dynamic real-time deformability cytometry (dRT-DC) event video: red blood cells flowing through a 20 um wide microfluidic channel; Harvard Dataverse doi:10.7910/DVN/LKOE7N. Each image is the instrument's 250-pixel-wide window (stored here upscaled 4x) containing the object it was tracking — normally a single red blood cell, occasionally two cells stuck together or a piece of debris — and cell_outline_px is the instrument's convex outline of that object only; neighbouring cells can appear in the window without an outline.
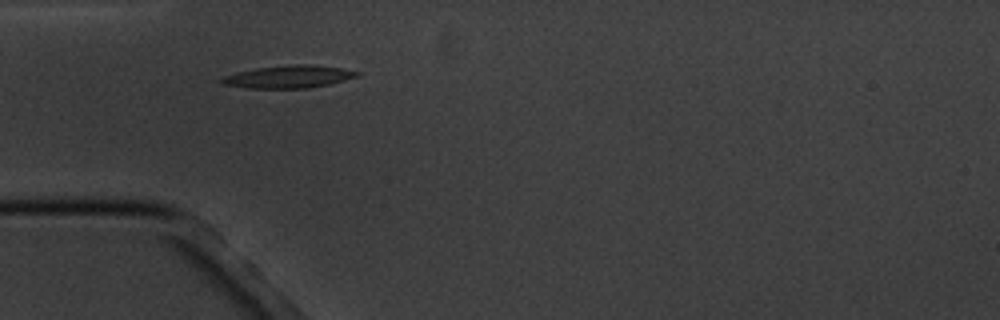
{"species": "common noctule bat (a hibernating species)", "species_latin": "Nyctalus noctula", "temperature_condition": "cold", "stored_images_in_passage": 3, "camera_frame_rate_fps": 3000, "um_per_image_px": 0.085, "animal": {"sex": "male", "body_mass_g": 20.1, "forearm_length_mm": 53.5}, "frame": {"image": 1, "passage_image": 1, "time_ms": 0.0, "image_size_px": [1000, 320], "cell_outline_px": [[360, 76], [328, 84], [308, 88], [248, 88], [224, 84], [220, 80], [224, 76], [236, 72], [256, 68], [288, 64], [312, 64], [344, 68], [360, 72]], "centroid_in_image_um": [24.57, 6.5], "position_along_channel_um": 60.4, "area_um2": 17.86}}
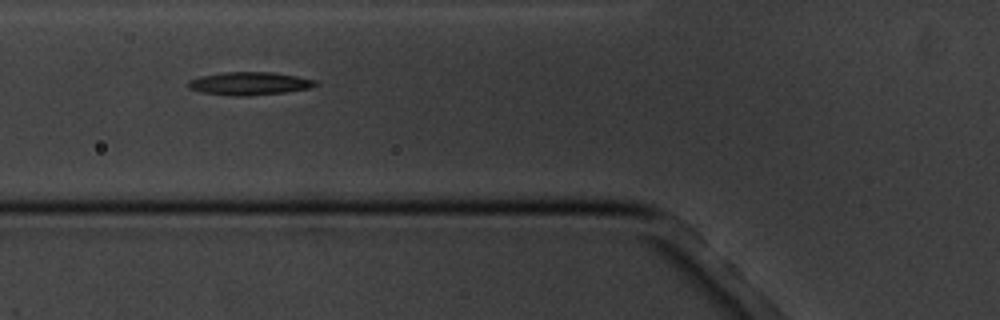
{"frame": {"image": 2, "passage_image": 2, "time_ms": 1.333, "image_size_px": [1000, 320], "cell_outline_px": [[320, 84], [312, 88], [284, 92], [248, 96], [236, 96], [204, 92], [188, 88], [188, 80], [200, 76], [224, 72], [272, 72], [296, 76], [316, 80]], "centroid_in_image_um": [21.24, 7.09], "position_along_channel_um": 104.6, "area_um2": 17.05}}
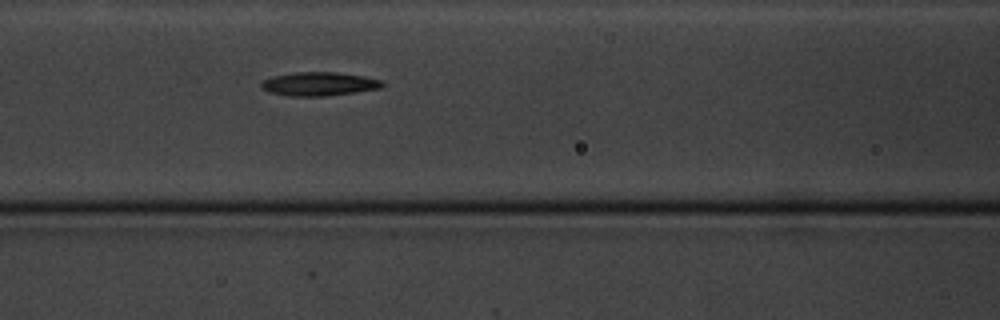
{"frame": {"image": 3, "passage_image": 3, "time_ms": 2.333, "image_size_px": [1000, 320], "cell_outline_px": [[384, 84], [380, 88], [356, 92], [328, 96], [292, 96], [268, 92], [260, 88], [260, 84], [264, 80], [272, 76], [292, 72], [336, 72], [364, 76], [384, 80]], "centroid_in_image_um": [27.11, 7.13], "position_along_channel_um": 139.5, "area_um2": 16.88}}